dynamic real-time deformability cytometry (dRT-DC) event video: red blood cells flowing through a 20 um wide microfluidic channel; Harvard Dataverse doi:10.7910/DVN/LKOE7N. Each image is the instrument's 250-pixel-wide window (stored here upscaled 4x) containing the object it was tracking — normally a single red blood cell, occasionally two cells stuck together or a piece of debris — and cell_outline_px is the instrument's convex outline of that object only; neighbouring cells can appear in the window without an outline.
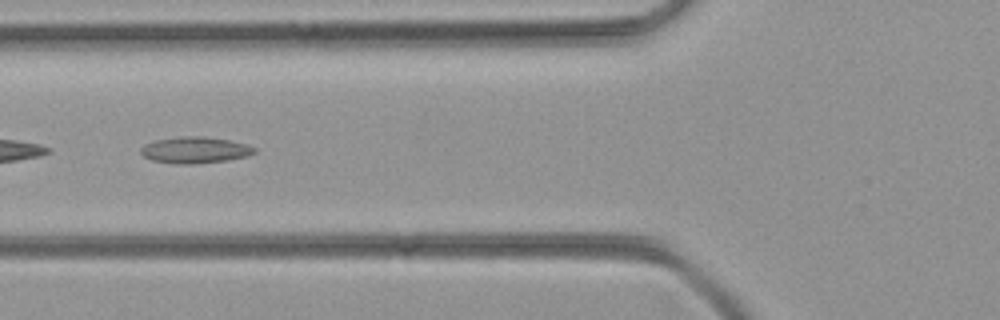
{"species": "common noctule bat (a hibernating species)", "species_latin": "Nyctalus noctula", "temperature_condition": "room temperature", "stored_images_in_passage": 31, "camera_frame_rate_fps": 3000, "um_per_image_px": 0.085, "animal": {"sex": "female", "body_mass_g": 21.9}, "frame": {"image": 1, "passage_image": 6, "time_ms": 1.667, "image_size_px": [1000, 320], "cell_outline_px": [[256, 152], [248, 156], [228, 160], [196, 164], [176, 164], [152, 160], [144, 156], [140, 152], [140, 148], [144, 144], [156, 140], [180, 136], [204, 136], [228, 140], [244, 144], [256, 148]], "centroid_in_image_um": [16.56, 12.76], "position_along_channel_um": 109.2, "area_um2": 17.51}}
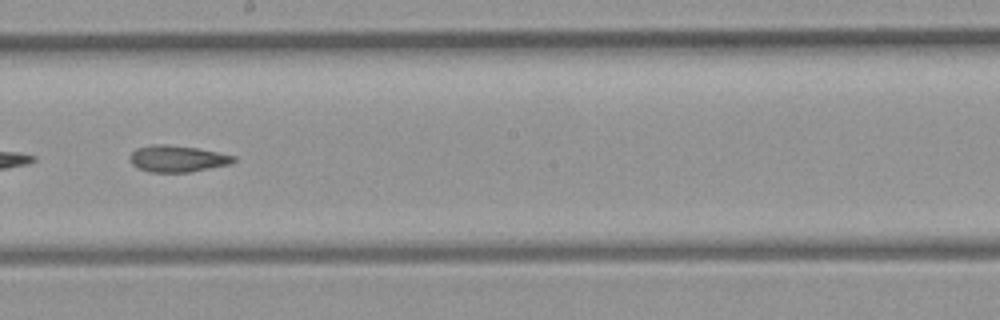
{"frame": {"image": 2, "passage_image": 15, "time_ms": 4.667, "image_size_px": [1000, 320], "cell_outline_px": [[236, 160], [232, 164], [188, 172], [148, 172], [132, 164], [128, 156], [136, 148], [156, 144], [164, 144], [196, 148], [236, 156]], "centroid_in_image_um": [15.07, 13.49], "position_along_channel_um": 233.1, "area_um2": 15.95}}
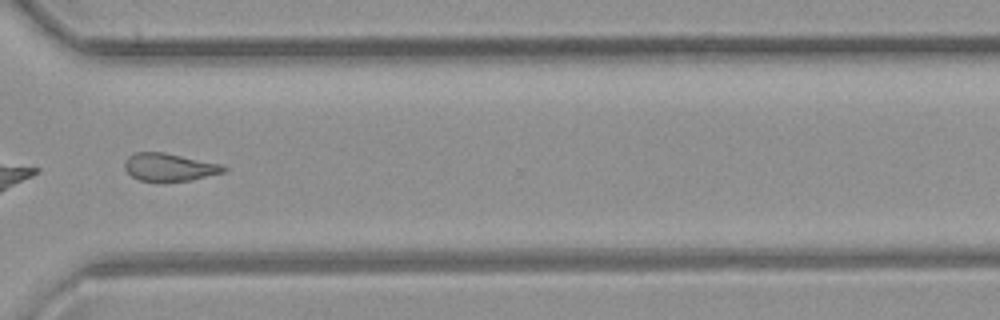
{"frame": {"image": 3, "passage_image": 24, "time_ms": 7.667, "image_size_px": [1000, 320], "cell_outline_px": [[228, 168], [224, 172], [188, 180], [140, 180], [132, 176], [124, 168], [124, 160], [128, 156], [136, 152], [164, 152], [224, 164]], "centroid_in_image_um": [14.4, 14.17], "position_along_channel_um": 356.2, "area_um2": 15.84}}